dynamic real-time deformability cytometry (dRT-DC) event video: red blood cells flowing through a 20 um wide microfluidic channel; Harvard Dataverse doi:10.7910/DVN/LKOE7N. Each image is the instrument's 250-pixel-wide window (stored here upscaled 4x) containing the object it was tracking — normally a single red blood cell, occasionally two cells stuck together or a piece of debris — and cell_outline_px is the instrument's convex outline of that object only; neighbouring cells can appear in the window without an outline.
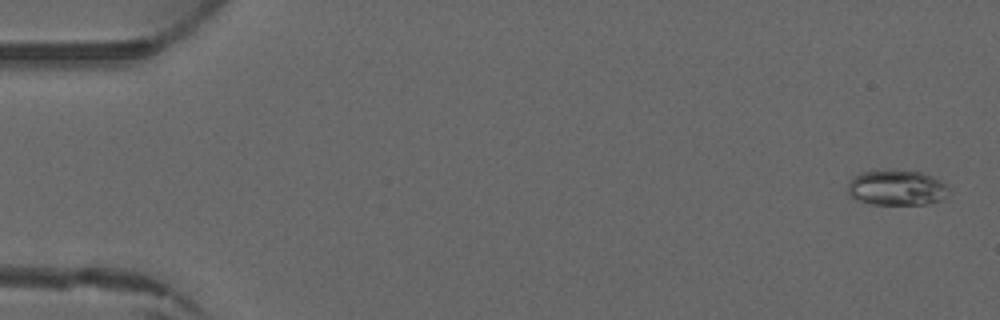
{"species": "common noctule bat (a hibernating species)", "species_latin": "Nyctalus noctula", "temperature_condition": "warm", "stored_images_in_passage": 4, "camera_frame_rate_fps": 3000, "um_per_image_px": 0.085, "animal": {"sex": "male", "forearm_length_mm": 52.5}, "frame": {"image": 1, "passage_image": 1, "time_ms": 0.0, "image_size_px": [1000, 320], "cell_outline_px": [[948, 196], [940, 200], [928, 204], [872, 204], [856, 200], [848, 196], [848, 184], [860, 172], [876, 168], [892, 168], [920, 172], [932, 176], [940, 180], [948, 188]], "centroid_in_image_um": [76.19, 15.92], "position_along_channel_um": 8.8, "area_um2": 21.39}}
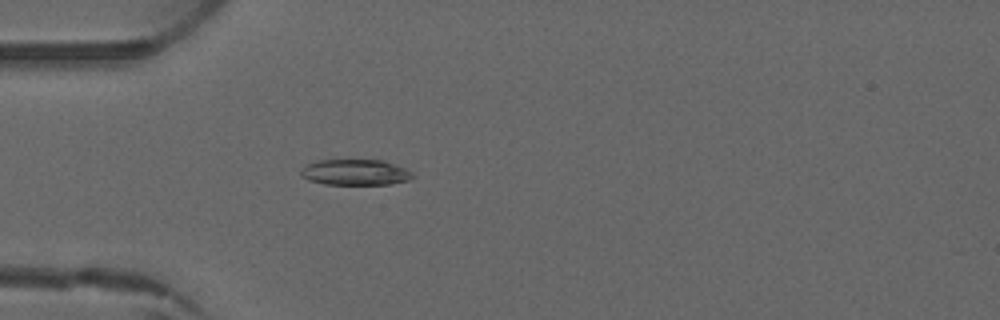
{"frame": {"image": 2, "passage_image": 4, "time_ms": 4.0, "image_size_px": [1000, 320], "cell_outline_px": [[416, 176], [408, 180], [388, 184], [324, 184], [308, 180], [300, 176], [300, 172], [308, 164], [316, 160], [380, 160], [404, 168], [412, 172]], "centroid_in_image_um": [30.18, 14.65], "position_along_channel_um": 54.8, "area_um2": 16.65}}